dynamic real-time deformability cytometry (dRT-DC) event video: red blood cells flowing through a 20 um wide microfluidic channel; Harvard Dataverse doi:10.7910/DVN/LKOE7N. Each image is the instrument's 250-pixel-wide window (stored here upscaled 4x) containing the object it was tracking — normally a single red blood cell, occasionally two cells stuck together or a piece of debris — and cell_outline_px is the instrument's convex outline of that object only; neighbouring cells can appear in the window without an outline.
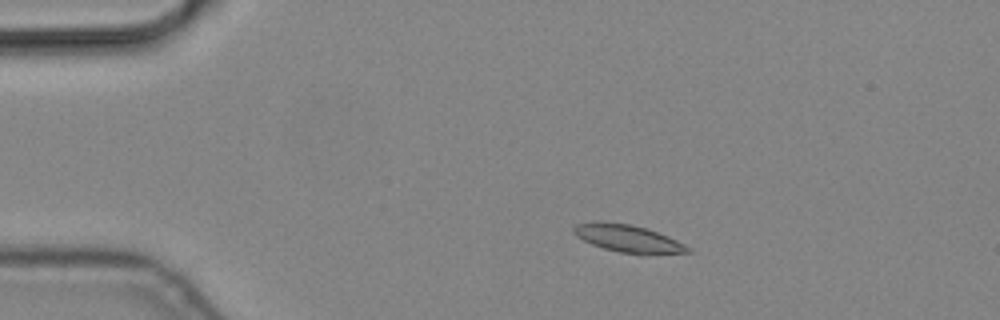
{"species": "common noctule bat (a hibernating species)", "species_latin": "Nyctalus noctula", "temperature_condition": "cold", "stored_images_in_passage": 6, "camera_frame_rate_fps": 3000, "um_per_image_px": 0.085, "animal": {"sex": "male", "body_mass_g": 19.2, "forearm_length_mm": 51.8}, "frame": {"image": 1, "passage_image": 3, "time_ms": 0.667, "image_size_px": [1000, 320], "cell_outline_px": [[692, 252], [620, 252], [604, 248], [592, 244], [576, 236], [572, 232], [572, 228], [576, 224], [596, 220], [600, 220], [628, 224], [648, 228], [668, 236], [692, 248]], "centroid_in_image_um": [53.29, 20.21], "position_along_channel_um": 31.7, "area_um2": 17.8}}
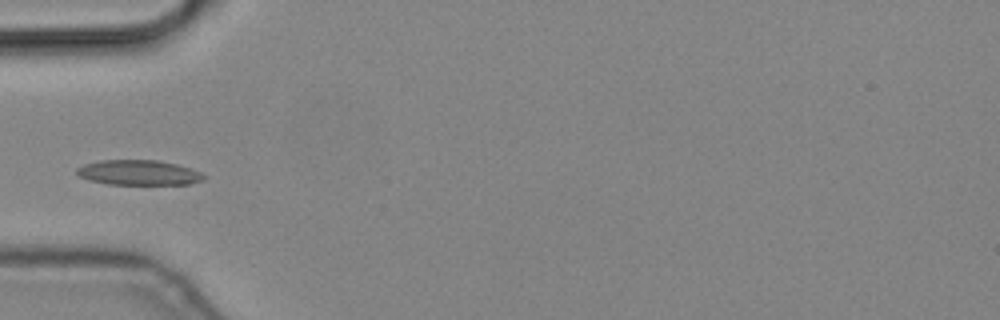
{"frame": {"image": 2, "passage_image": 5, "time_ms": 1.333, "image_size_px": [1000, 320], "cell_outline_px": [[204, 180], [188, 184], [108, 184], [88, 180], [80, 176], [76, 172], [76, 168], [84, 164], [100, 160], [156, 160], [176, 164], [200, 172], [204, 176]], "centroid_in_image_um": [11.75, 14.67], "position_along_channel_um": 73.3, "area_um2": 18.38}}
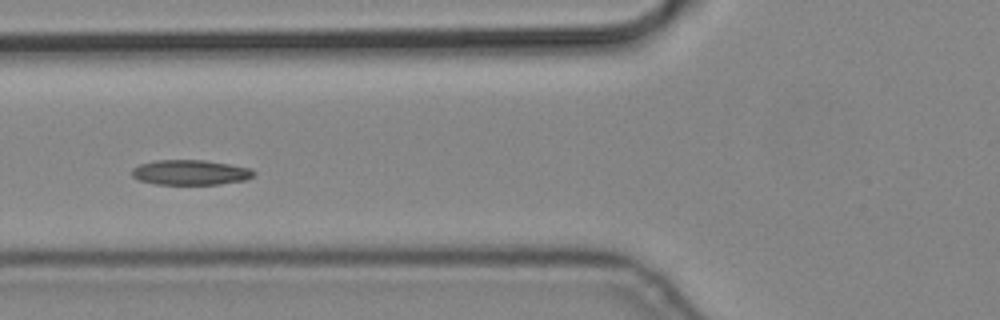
{"frame": {"image": 3, "passage_image": 6, "time_ms": 1.667, "image_size_px": [1000, 320], "cell_outline_px": [[256, 172], [248, 180], [220, 184], [156, 184], [140, 180], [132, 176], [132, 168], [140, 164], [156, 160], [204, 160], [252, 168]], "centroid_in_image_um": [16.21, 14.65], "position_along_channel_um": 109.6, "area_um2": 17.8}}